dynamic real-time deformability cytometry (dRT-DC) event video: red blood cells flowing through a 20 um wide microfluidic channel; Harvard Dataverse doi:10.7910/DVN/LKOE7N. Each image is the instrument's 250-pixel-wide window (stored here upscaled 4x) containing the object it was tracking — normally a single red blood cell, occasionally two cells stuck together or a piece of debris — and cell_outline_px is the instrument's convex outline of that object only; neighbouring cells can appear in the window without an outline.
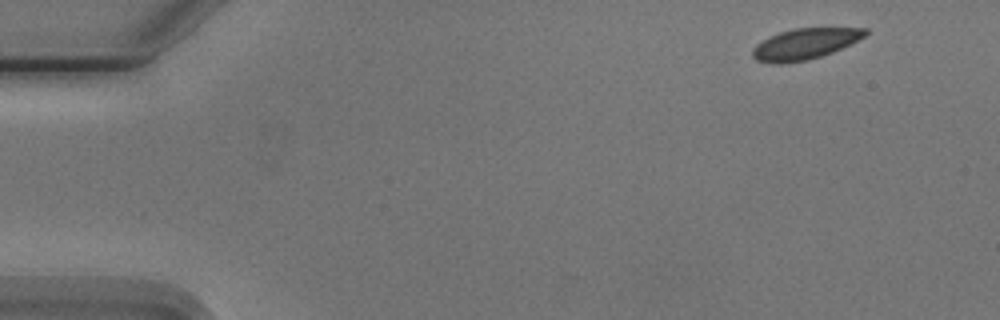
{"species": "Egyptian fruit bat (a non-hibernating species)", "species_latin": "Rousettus aegyptiacus", "temperature_condition": "cold", "stored_images_in_passage": 9, "camera_frame_rate_fps": 3000, "um_per_image_px": 0.085, "animal": {"sex": "male"}, "frame": {"image": 1, "passage_image": 1, "time_ms": 0.0, "image_size_px": [1000, 320], "cell_outline_px": [[868, 32], [864, 36], [832, 52], [808, 60], [784, 64], [772, 64], [756, 60], [752, 56], [752, 48], [756, 44], [768, 36], [780, 32], [796, 28], [868, 28]], "centroid_in_image_um": [68.34, 3.74], "position_along_channel_um": 16.7, "area_um2": 20.23}}
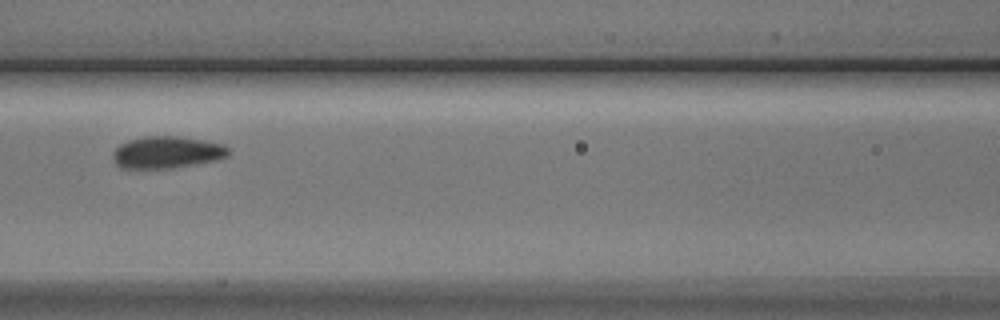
{"frame": {"image": 2, "passage_image": 6, "time_ms": 6.667, "image_size_px": [1000, 320], "cell_outline_px": [[232, 152], [228, 156], [216, 160], [176, 168], [120, 168], [116, 164], [112, 156], [112, 152], [120, 144], [128, 140], [144, 136], [176, 136], [224, 144]], "centroid_in_image_um": [14.19, 12.95], "position_along_channel_um": 152.4, "area_um2": 21.68}}
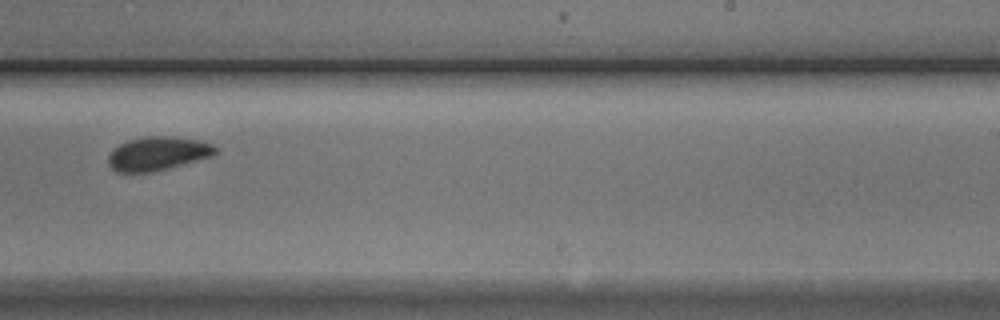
{"frame": {"image": 3, "passage_image": 9, "time_ms": 10.0, "image_size_px": [1000, 320], "cell_outline_px": [[216, 152], [212, 156], [152, 172], [116, 172], [108, 164], [108, 156], [120, 144], [128, 140], [144, 136], [172, 136], [196, 140], [212, 144], [216, 148]], "centroid_in_image_um": [13.39, 13.05], "position_along_channel_um": 275.6, "area_um2": 20.75}}